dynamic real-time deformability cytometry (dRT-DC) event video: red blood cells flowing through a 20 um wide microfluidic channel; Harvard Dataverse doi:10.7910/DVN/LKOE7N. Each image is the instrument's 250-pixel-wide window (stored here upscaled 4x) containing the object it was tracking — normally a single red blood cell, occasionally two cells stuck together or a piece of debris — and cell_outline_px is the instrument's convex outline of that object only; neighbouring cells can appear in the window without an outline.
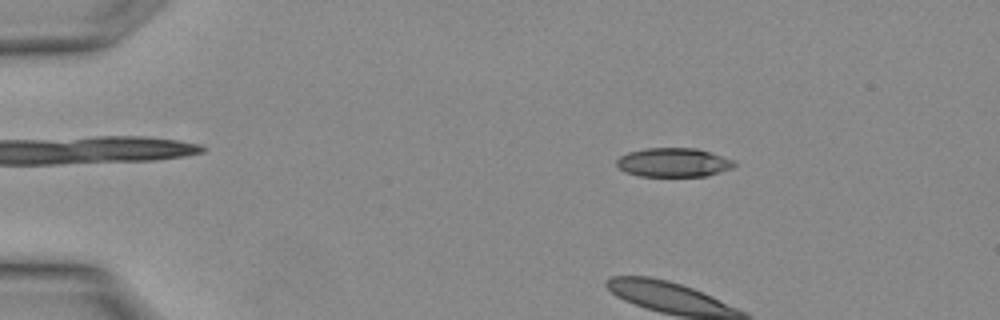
{"species": "Egyptian fruit bat (a non-hibernating species)", "species_latin": "Rousettus aegyptiacus", "temperature_condition": "warm", "stored_images_in_passage": 2, "camera_frame_rate_fps": 3000, "um_per_image_px": 0.085, "animal": {"sex": "female"}, "frame": {"image": 1, "passage_image": 1, "time_ms": 0.0, "image_size_px": [1000, 320], "cell_outline_px": [[736, 164], [732, 168], [708, 176], [640, 176], [628, 172], [620, 168], [616, 164], [616, 160], [620, 156], [628, 152], [644, 148], [696, 148], [732, 160]], "centroid_in_image_um": [57.22, 13.81], "position_along_channel_um": 27.8, "area_um2": 19.65}}